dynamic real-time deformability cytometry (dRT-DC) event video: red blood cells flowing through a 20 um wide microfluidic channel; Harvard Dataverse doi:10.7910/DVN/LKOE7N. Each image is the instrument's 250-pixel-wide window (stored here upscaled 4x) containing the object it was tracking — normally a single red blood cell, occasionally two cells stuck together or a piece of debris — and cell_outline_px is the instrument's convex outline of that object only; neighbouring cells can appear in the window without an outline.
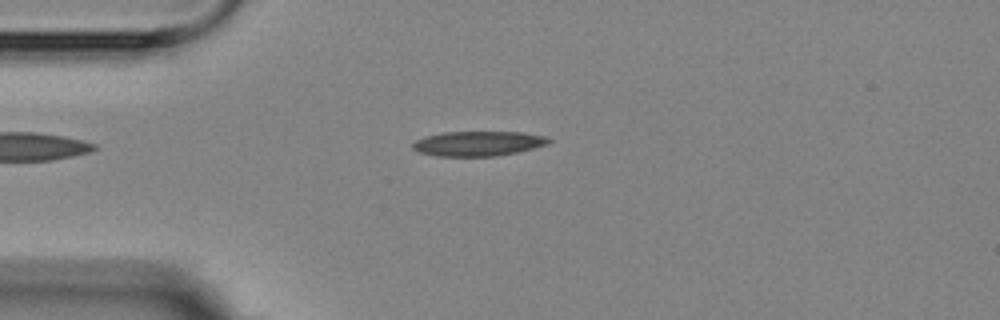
{"species": "Egyptian fruit bat (a non-hibernating species)", "species_latin": "Rousettus aegyptiacus", "temperature_condition": "room temperature", "stored_images_in_passage": 2, "camera_frame_rate_fps": 3000, "um_per_image_px": 0.085, "animal": {"sex": "female"}, "frame": {"image": 1, "passage_image": 2, "time_ms": 3.0, "image_size_px": [1000, 320], "cell_outline_px": [[552, 140], [548, 144], [516, 152], [496, 156], [436, 156], [416, 152], [412, 148], [412, 144], [416, 140], [424, 136], [444, 132], [520, 132], [548, 136]], "centroid_in_image_um": [40.62, 12.2], "position_along_channel_um": 44.4, "area_um2": 19.77}}